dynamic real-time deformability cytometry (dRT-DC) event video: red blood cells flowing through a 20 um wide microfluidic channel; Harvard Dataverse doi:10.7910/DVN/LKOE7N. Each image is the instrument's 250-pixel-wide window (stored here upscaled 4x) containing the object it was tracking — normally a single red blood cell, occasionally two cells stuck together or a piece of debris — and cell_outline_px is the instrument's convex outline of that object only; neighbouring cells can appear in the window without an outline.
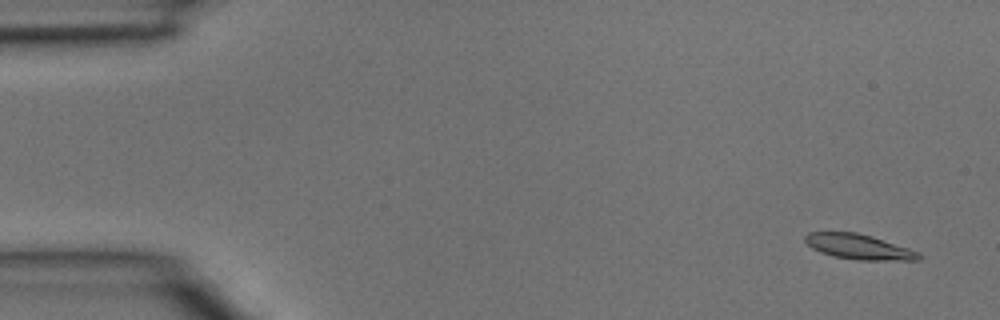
{"species": "common noctule bat (a hibernating species)", "species_latin": "Nyctalus noctula", "temperature_condition": "room temperature", "stored_images_in_passage": 4, "segment_of_instrument_passage": [2, 2], "camera_frame_rate_fps": 3000, "um_per_image_px": 0.085, "animal": {"sex": "male", "body_mass_g": 15.6}, "frame": {"image": 1, "passage_image": 4, "time_ms": 1.0, "image_size_px": [1000, 320], "cell_outline_px": [[920, 260], [856, 260], [832, 256], [820, 252], [812, 248], [804, 240], [804, 236], [808, 232], [856, 232], [872, 236], [920, 252]], "centroid_in_image_um": [72.97, 20.97], "position_along_channel_um": 12.0, "area_um2": 16.65}}